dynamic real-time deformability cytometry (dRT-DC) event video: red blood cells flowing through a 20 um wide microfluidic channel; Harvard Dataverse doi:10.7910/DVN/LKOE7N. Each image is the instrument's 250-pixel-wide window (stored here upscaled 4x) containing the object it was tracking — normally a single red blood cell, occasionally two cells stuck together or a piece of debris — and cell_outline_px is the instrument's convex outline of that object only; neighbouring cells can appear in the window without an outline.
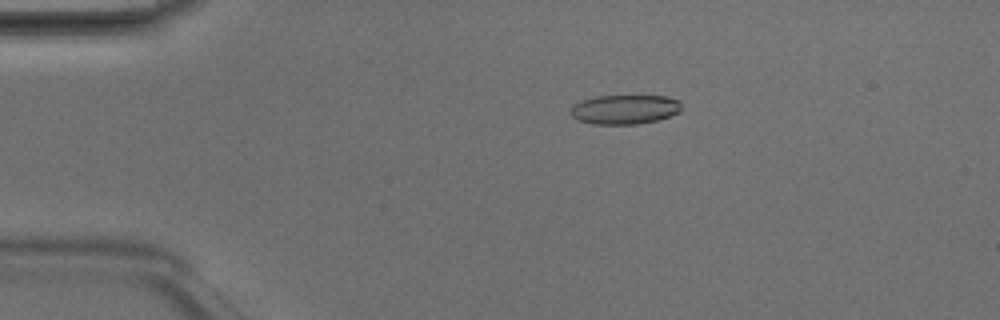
{"species": "Egyptian fruit bat (a non-hibernating species)", "species_latin": "Rousettus aegyptiacus", "temperature_condition": "room temperature", "stored_images_in_passage": 49, "camera_frame_rate_fps": 3000, "um_per_image_px": 0.085, "animal": {"sex": "male"}, "frame": {"image": 1, "passage_image": 10, "time_ms": 3.0, "image_size_px": [1000, 320], "cell_outline_px": [[680, 112], [656, 120], [636, 124], [592, 124], [576, 120], [568, 112], [572, 104], [580, 100], [592, 96], [668, 96], [680, 100]], "centroid_in_image_um": [53.03, 9.29], "position_along_channel_um": 32.0, "area_um2": 19.25}}
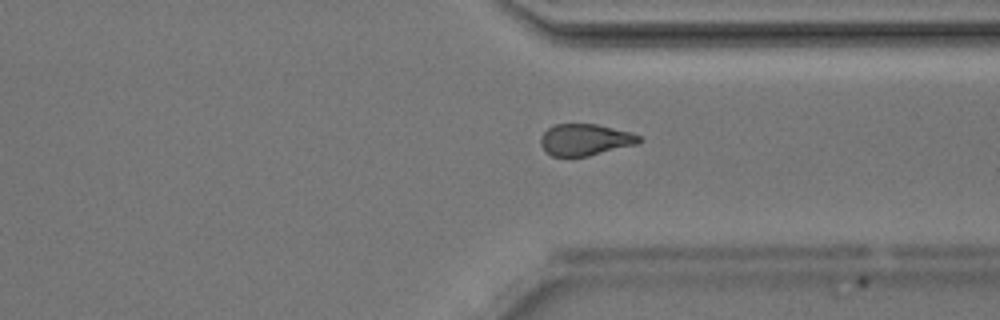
{"frame": {"image": 2, "passage_image": 37, "time_ms": 12.0, "image_size_px": [1000, 320], "cell_outline_px": [[640, 140], [636, 144], [588, 156], [552, 156], [540, 144], [540, 140], [544, 132], [548, 128], [556, 124], [596, 124], [628, 132], [640, 136]], "centroid_in_image_um": [49.7, 11.87], "position_along_channel_um": 361.7, "area_um2": 17.69}}
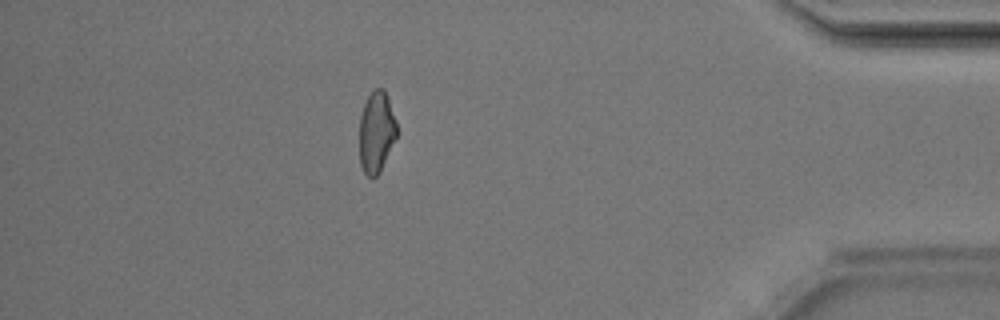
{"frame": {"image": 3, "passage_image": 43, "time_ms": 14.0, "image_size_px": [1000, 320], "cell_outline_px": [[396, 136], [380, 172], [376, 176], [368, 176], [364, 172], [360, 164], [360, 116], [364, 104], [368, 96], [376, 88], [384, 88], [396, 120]], "centroid_in_image_um": [31.98, 11.21], "position_along_channel_um": 403.2, "area_um2": 17.4}, "authors_computed_cell_mechanics": {"area_um2": 19.2474, "velocity_mm_per_s": 4.207, "shape_relaxation_time_tau1_ms": 5.8333, "shape_relaxation_time_tau2_ms": 2.5732, "deformation_change_tau1": 0.1425, "deformation_change_tau2": 0.0883}}